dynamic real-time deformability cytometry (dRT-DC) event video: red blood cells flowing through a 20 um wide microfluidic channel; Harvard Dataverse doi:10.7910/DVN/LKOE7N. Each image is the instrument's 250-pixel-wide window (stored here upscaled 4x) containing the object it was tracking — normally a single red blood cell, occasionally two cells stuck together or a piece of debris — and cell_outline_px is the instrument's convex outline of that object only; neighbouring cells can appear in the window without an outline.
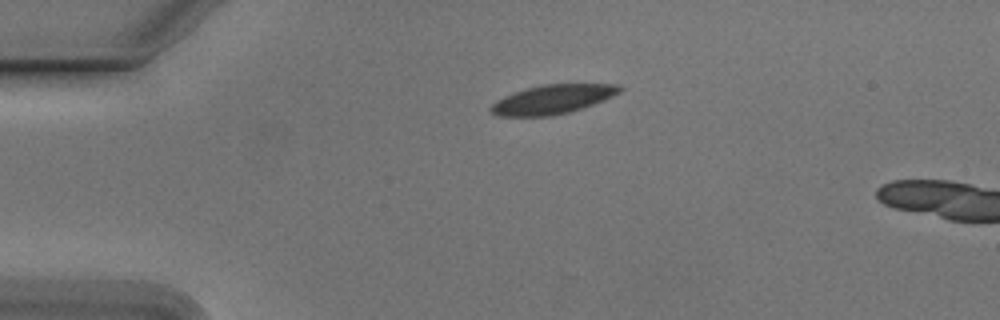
{"species": "Egyptian fruit bat (a non-hibernating species)", "species_latin": "Rousettus aegyptiacus", "temperature_condition": "cold", "stored_images_in_passage": 4, "camera_frame_rate_fps": 3000, "um_per_image_px": 0.085, "animal": {"sex": "male"}, "frame": {"image": 1, "passage_image": 1, "time_ms": 0.0, "image_size_px": [1000, 320], "cell_outline_px": [[624, 88], [620, 92], [604, 100], [568, 112], [552, 116], [496, 116], [488, 108], [496, 100], [512, 92], [540, 84], [620, 84]], "centroid_in_image_um": [46.94, 8.43], "position_along_channel_um": 38.1, "area_um2": 21.91}}